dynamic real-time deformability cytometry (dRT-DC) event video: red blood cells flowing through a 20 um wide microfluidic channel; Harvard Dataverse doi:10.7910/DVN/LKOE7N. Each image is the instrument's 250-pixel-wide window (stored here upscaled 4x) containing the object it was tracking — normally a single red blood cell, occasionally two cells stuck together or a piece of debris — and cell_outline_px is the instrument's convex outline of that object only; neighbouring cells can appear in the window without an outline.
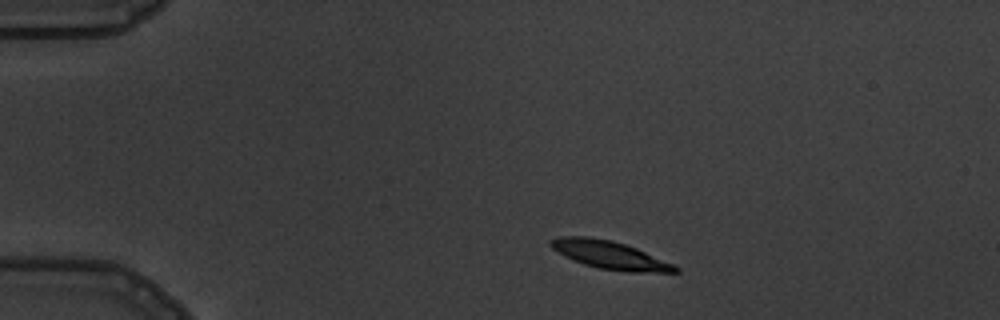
{"species": "common noctule bat (a hibernating species)", "species_latin": "Nyctalus noctula", "temperature_condition": "warm", "stored_images_in_passage": 4, "camera_frame_rate_fps": 3000, "um_per_image_px": 0.085, "animal": {"sex": "male", "body_mass_g": 19.5, "forearm_length_mm": 54.6}, "frame": {"image": 1, "passage_image": 1, "time_ms": 0.0, "image_size_px": [1000, 320], "cell_outline_px": [[680, 272], [628, 272], [600, 268], [584, 264], [552, 248], [548, 244], [548, 240], [560, 236], [588, 236], [612, 240], [636, 248], [672, 264], [680, 268]], "centroid_in_image_um": [51.83, 21.66], "position_along_channel_um": 33.2, "area_um2": 19.94}}
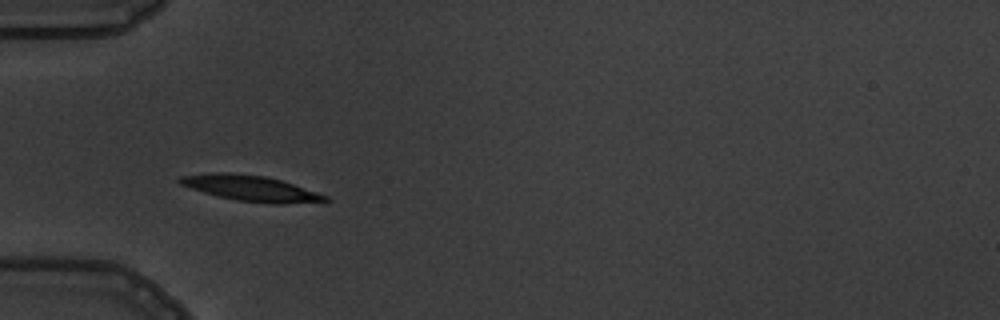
{"frame": {"image": 2, "passage_image": 3, "time_ms": 2.333, "image_size_px": [1000, 320], "cell_outline_px": [[332, 200], [284, 204], [272, 204], [236, 200], [216, 196], [180, 184], [176, 180], [180, 176], [216, 172], [228, 172], [264, 176], [280, 180], [328, 196]], "centroid_in_image_um": [21.29, 16.0], "position_along_channel_um": 63.7, "area_um2": 21.5}}